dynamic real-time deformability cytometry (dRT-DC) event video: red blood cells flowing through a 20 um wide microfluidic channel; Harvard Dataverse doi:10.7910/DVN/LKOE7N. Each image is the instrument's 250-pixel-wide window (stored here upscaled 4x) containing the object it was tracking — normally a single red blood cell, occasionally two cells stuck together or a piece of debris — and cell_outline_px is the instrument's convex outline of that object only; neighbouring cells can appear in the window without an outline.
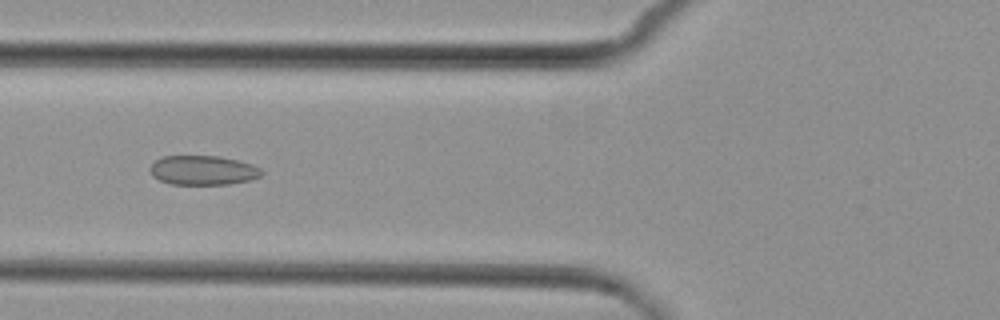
{"species": "common noctule bat (a hibernating species)", "species_latin": "Nyctalus noctula", "temperature_condition": "cold", "stored_images_in_passage": 6, "camera_frame_rate_fps": 3000, "um_per_image_px": 0.085, "animal": {"sex": "female", "body_mass_g": 29.2, "forearm_length_mm": 56.3}, "frame": {"image": 1, "passage_image": 4, "time_ms": 3.667, "image_size_px": [1000, 320], "cell_outline_px": [[264, 172], [260, 176], [248, 180], [228, 184], [172, 184], [160, 180], [152, 176], [152, 164], [156, 160], [164, 156], [216, 156], [236, 160], [252, 164], [260, 168]], "centroid_in_image_um": [17.27, 14.47], "position_along_channel_um": 108.5, "area_um2": 18.79}}
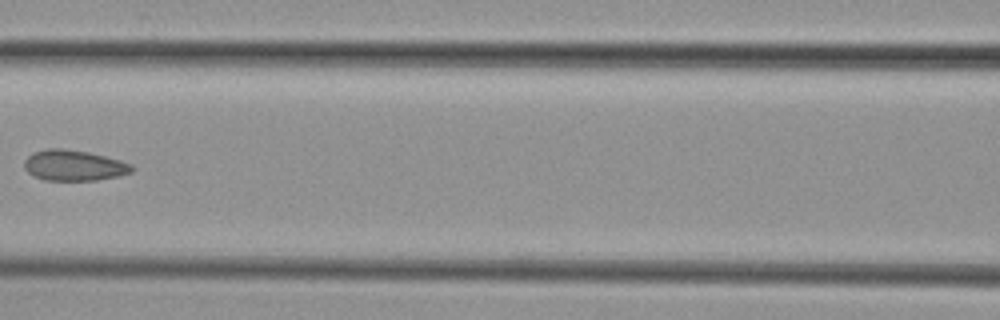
{"frame": {"image": 2, "passage_image": 5, "time_ms": 5.0, "image_size_px": [1000, 320], "cell_outline_px": [[136, 168], [132, 172], [120, 176], [96, 180], [44, 180], [32, 176], [24, 168], [24, 160], [32, 152], [48, 148], [64, 148], [88, 152], [120, 160], [132, 164]], "centroid_in_image_um": [6.28, 14.06], "position_along_channel_um": 160.3, "area_um2": 19.48}}
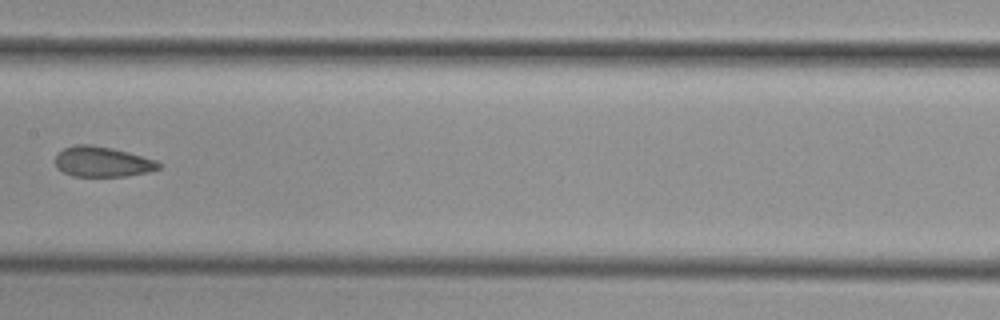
{"frame": {"image": 3, "passage_image": 6, "time_ms": 6.0, "image_size_px": [1000, 320], "cell_outline_px": [[160, 168], [148, 172], [124, 176], [72, 176], [56, 168], [56, 156], [64, 148], [76, 144], [92, 144], [112, 148], [128, 152], [156, 160], [160, 164]], "centroid_in_image_um": [8.69, 13.74], "position_along_channel_um": 198.7, "area_um2": 18.15}}